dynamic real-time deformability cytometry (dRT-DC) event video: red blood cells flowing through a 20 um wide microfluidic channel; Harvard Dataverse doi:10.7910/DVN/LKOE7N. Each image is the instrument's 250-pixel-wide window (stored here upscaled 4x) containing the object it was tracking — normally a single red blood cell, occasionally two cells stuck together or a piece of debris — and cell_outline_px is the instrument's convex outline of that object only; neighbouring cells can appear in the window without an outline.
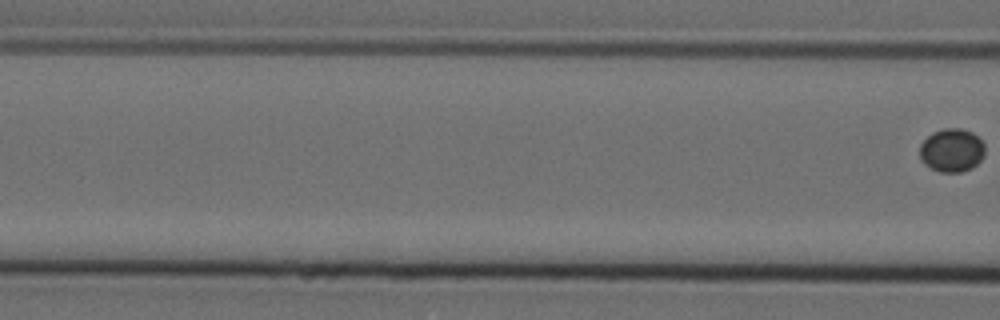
{"species": "Egyptian fruit bat (a non-hibernating species)", "species_latin": "Rousettus aegyptiacus", "temperature_condition": "cold", "stored_images_in_passage": 4, "segment_of_instrument_passage": [2, 2], "camera_frame_rate_fps": 3000, "um_per_image_px": 0.085, "animal": {"sex": "female"}, "frame": {"image": 1, "passage_image": 4, "time_ms": 1.0, "image_size_px": [1000, 320], "cell_outline_px": [[984, 156], [972, 168], [960, 172], [940, 172], [924, 164], [920, 160], [920, 144], [932, 132], [944, 128], [960, 128], [972, 132], [984, 144]], "centroid_in_image_um": [80.88, 12.77], "position_along_channel_um": 85.7, "area_um2": 16.47}}